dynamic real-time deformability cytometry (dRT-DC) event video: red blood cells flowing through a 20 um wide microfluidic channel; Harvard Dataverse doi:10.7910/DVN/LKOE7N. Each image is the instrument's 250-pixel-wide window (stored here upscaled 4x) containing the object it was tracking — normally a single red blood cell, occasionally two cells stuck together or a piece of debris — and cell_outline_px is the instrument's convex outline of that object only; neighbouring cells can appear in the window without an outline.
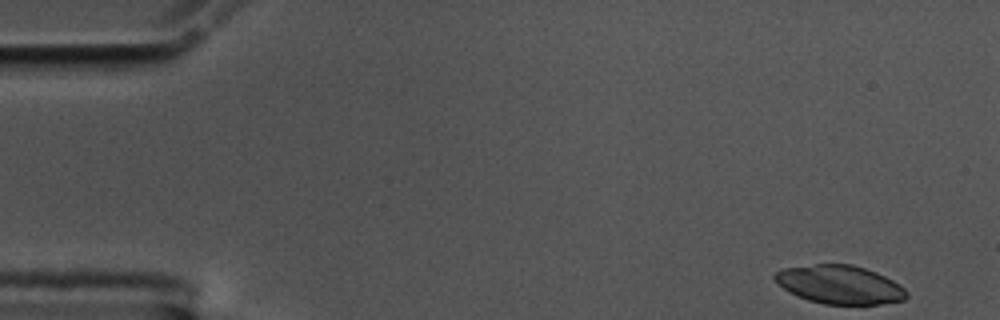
{"species": "common noctule bat (a hibernating species)", "species_latin": "Nyctalus noctula", "temperature_condition": "cold", "stored_images_in_passage": 17, "camera_frame_rate_fps": 3000, "um_per_image_px": 0.085, "animal": {"sex": "male", "body_mass_g": 17.5, "forearm_length_mm": 52.3}, "frame": {"image": 1, "passage_image": 1, "time_ms": 0.0, "image_size_px": [1000, 320], "cell_outline_px": [[908, 296], [904, 300], [880, 304], [824, 304], [808, 300], [784, 288], [772, 276], [776, 272], [784, 268], [816, 264], [852, 264], [876, 272], [892, 280], [904, 288], [908, 292]], "centroid_in_image_um": [71.41, 24.19], "position_along_channel_um": 13.6, "area_um2": 29.25}}
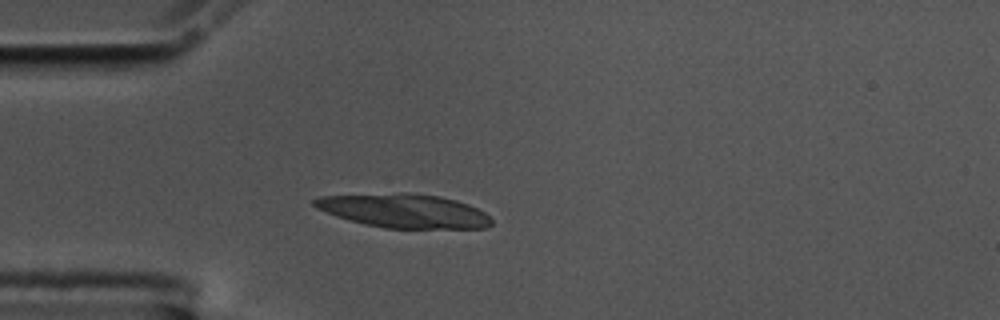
{"frame": {"image": 2, "passage_image": 13, "time_ms": 4.0, "image_size_px": [1000, 320], "cell_outline_px": [[492, 224], [488, 228], [384, 228], [364, 224], [336, 216], [316, 208], [312, 204], [312, 200], [320, 196], [400, 192], [408, 192], [440, 196], [456, 200], [468, 204], [484, 212], [492, 220]], "centroid_in_image_um": [34.33, 17.91], "position_along_channel_um": 50.7, "area_um2": 35.14}}